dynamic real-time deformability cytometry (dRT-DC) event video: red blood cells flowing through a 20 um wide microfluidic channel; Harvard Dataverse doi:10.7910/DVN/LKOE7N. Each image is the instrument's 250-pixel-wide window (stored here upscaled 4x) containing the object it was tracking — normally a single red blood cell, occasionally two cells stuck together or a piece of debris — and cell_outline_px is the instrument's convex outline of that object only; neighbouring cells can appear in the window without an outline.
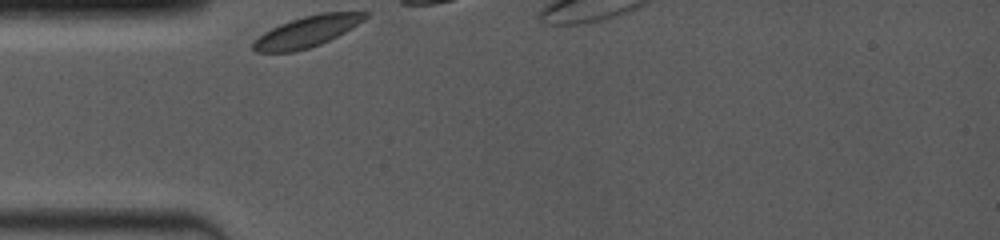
{"species": "common noctule bat (a hibernating species)", "species_latin": "Nyctalus noctula", "temperature_condition": "room temperature", "stored_images_in_passage": 1, "camera_frame_rate_fps": 4000, "um_per_image_px": 0.085, "animal": {"sex": "female", "body_mass_g": 19.0, "forearm_length_mm": 53.3}, "frame": {"image": 1, "passage_image": 1, "time_ms": 0.0, "image_size_px": [1000, 240], "cell_outline_px": [[368, 16], [364, 20], [344, 32], [320, 44], [308, 48], [292, 52], [256, 52], [252, 48], [252, 44], [264, 32], [280, 24], [304, 16], [320, 12], [368, 12]], "centroid_in_image_um": [26.09, 2.68], "position_along_channel_um": 58.9, "area_um2": 19.83}}